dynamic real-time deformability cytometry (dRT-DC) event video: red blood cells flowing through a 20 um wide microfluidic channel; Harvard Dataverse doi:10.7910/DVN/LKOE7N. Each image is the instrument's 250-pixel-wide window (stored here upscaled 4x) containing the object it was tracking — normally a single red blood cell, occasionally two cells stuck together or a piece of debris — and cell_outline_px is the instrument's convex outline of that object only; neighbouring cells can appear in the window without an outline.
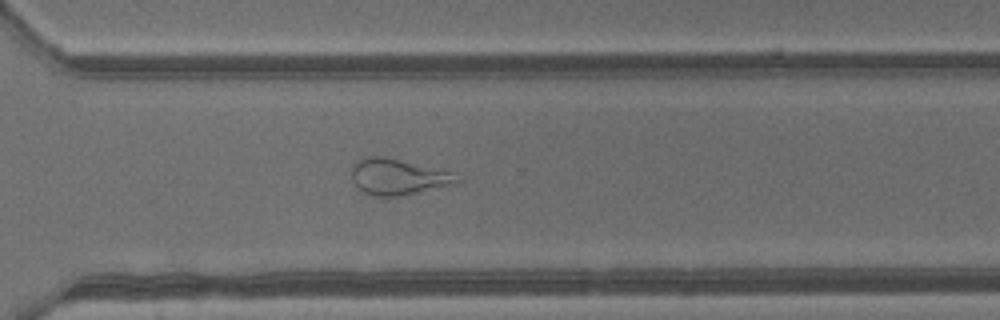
{"species": "common noctule bat (a hibernating species)", "species_latin": "Nyctalus noctula", "temperature_condition": "warm", "stored_images_in_passage": 25, "camera_frame_rate_fps": 3000, "um_per_image_px": 0.085, "animal": {"sex": "male", "body_mass_g": 13.3}, "frame": {"image": 1, "passage_image": 18, "time_ms": 5.667, "image_size_px": [1000, 320], "cell_outline_px": [[460, 180], [456, 184], [404, 196], [372, 196], [364, 192], [352, 180], [352, 164], [356, 160], [372, 156], [384, 156], [452, 172]], "centroid_in_image_um": [33.82, 15.04], "position_along_channel_um": 336.8, "area_um2": 22.08}, "authors_computed_cell_mechanics": {"area_um2": 22.0796, "velocity_mm_per_s": 4.8739, "shape_relaxation_time_tau1_ms": null, "shape_relaxation_time_tau2_ms": 1.0065, "deformation_change_tau1": null, "deformation_change_tau2": 0.1067}}